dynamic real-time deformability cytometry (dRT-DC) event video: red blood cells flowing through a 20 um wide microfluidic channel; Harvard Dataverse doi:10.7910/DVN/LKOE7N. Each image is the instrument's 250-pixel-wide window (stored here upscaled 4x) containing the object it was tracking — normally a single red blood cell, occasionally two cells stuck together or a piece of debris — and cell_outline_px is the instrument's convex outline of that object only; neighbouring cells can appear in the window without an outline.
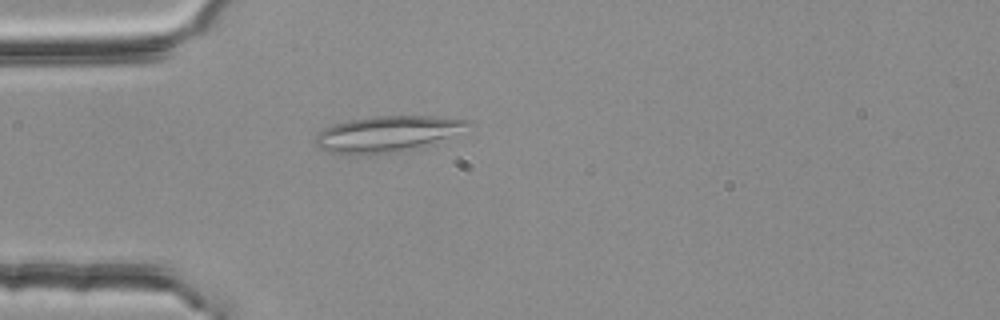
{"species": "common noctule bat (a hibernating species)", "species_latin": "Nyctalus noctula", "temperature_condition": "room temperature", "stored_images_in_passage": 44, "camera_frame_rate_fps": 3000, "um_per_image_px": 0.085, "animal": {"sex": "female", "body_mass_g": 25.1}, "frame": {"image": 1, "passage_image": 5, "time_ms": 1.333, "image_size_px": [1000, 320], "cell_outline_px": [[468, 120], [452, 136], [436, 144], [420, 148], [396, 152], [352, 156], [328, 152], [316, 148], [316, 136], [324, 128], [332, 124], [372, 116], [428, 116]], "centroid_in_image_um": [32.8, 11.42], "position_along_channel_um": 52.2, "area_um2": 31.91}}
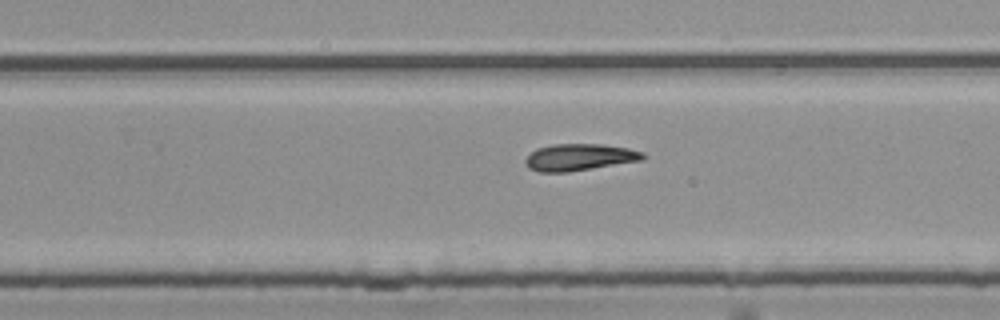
{"frame": {"image": 2, "passage_image": 24, "time_ms": 7.667, "image_size_px": [1000, 320], "cell_outline_px": [[648, 156], [640, 160], [568, 172], [540, 172], [528, 168], [524, 160], [536, 148], [552, 144], [600, 144], [628, 148], [644, 152]], "centroid_in_image_um": [49.24, 13.36], "position_along_channel_um": 280.6, "area_um2": 18.26}}
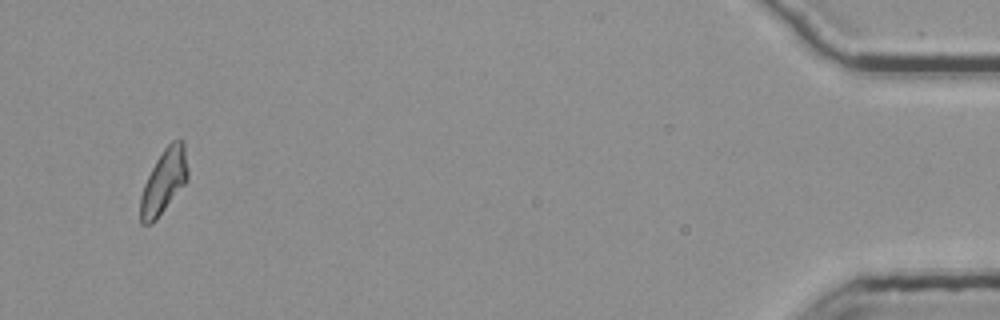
{"frame": {"image": 3, "passage_image": 42, "time_ms": 13.667, "image_size_px": [1000, 320], "cell_outline_px": [[188, 180], [156, 220], [152, 224], [140, 224], [140, 196], [144, 184], [156, 160], [164, 148], [172, 140], [184, 140], [188, 168]], "centroid_in_image_um": [13.93, 15.43], "position_along_channel_um": 421.3, "area_um2": 17.86}}